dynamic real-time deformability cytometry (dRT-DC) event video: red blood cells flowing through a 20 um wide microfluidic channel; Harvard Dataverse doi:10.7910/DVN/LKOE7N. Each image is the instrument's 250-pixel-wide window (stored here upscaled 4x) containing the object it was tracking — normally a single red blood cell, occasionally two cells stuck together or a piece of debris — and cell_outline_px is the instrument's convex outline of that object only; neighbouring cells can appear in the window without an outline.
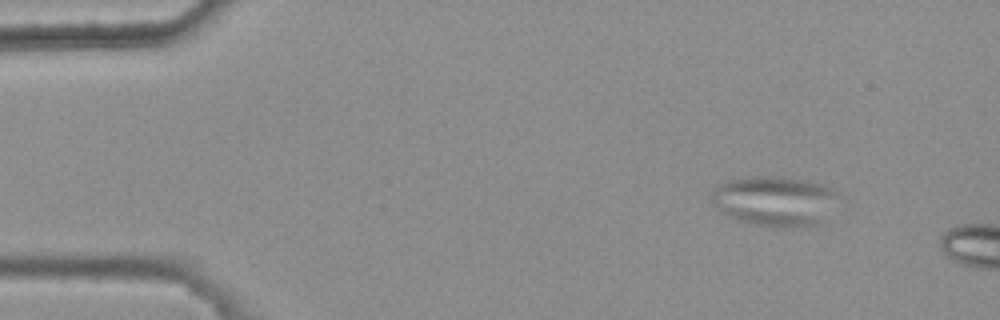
{"species": "common noctule bat (a hibernating species)", "species_latin": "Nyctalus noctula", "temperature_condition": "warm", "stored_images_in_passage": 4, "camera_frame_rate_fps": 3000, "um_per_image_px": 0.085, "animal": {"sex": "female", "body_mass_g": 25.1}, "frame": {"image": 1, "passage_image": 1, "time_ms": 0.0, "image_size_px": [1000, 320], "cell_outline_px": [[840, 196], [824, 220], [816, 224], [752, 224], [740, 220], [724, 212], [712, 204], [712, 192], [716, 184], [728, 180], [756, 176], [772, 176], [804, 180], [824, 184], [836, 192]], "centroid_in_image_um": [65.84, 17.02], "position_along_channel_um": 19.2, "area_um2": 35.78}}